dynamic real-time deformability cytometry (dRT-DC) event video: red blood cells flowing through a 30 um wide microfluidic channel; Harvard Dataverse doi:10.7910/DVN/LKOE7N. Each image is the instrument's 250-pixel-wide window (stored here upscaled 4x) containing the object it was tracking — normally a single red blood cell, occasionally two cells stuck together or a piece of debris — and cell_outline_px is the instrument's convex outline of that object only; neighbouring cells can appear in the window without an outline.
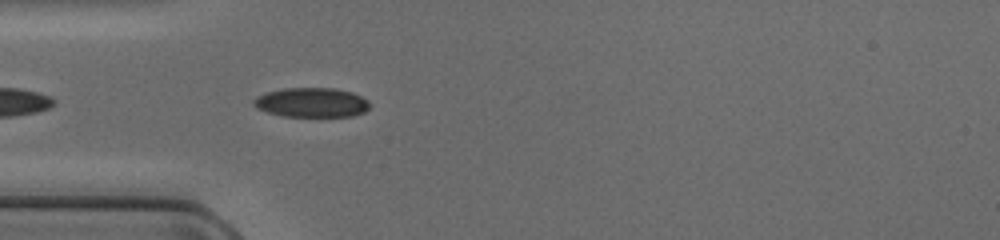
{"species": "common noctule bat (a hibernating species)", "species_latin": "Nyctalus noctula", "temperature_condition": "cold", "stored_images_in_passage": 23, "camera_frame_rate_fps": 3000, "um_per_image_px": 0.085, "animal": {"sex": "female", "body_mass_g": 17.0, "forearm_length_mm": 48.0}, "frame": {"image": 1, "passage_image": 3, "time_ms": 0.667, "image_size_px": [1000, 240], "cell_outline_px": [[368, 108], [364, 112], [352, 116], [280, 116], [256, 108], [252, 104], [252, 100], [256, 96], [268, 92], [284, 88], [336, 88], [352, 92], [368, 100]], "centroid_in_image_um": [26.45, 8.71], "position_along_channel_um": 58.5, "area_um2": 19.94}}
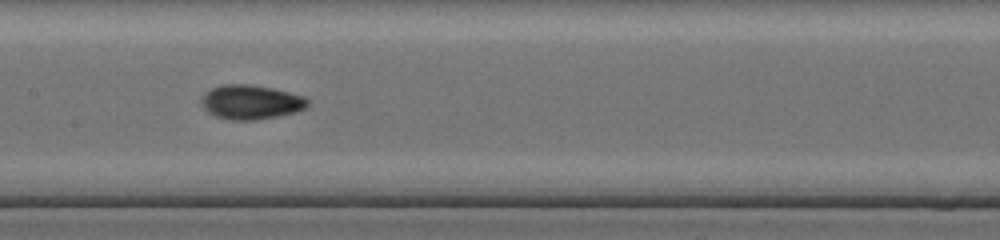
{"frame": {"image": 2, "passage_image": 12, "time_ms": 3.667, "image_size_px": [1000, 240], "cell_outline_px": [[308, 104], [304, 108], [296, 112], [256, 120], [232, 120], [216, 116], [208, 112], [204, 108], [200, 100], [204, 92], [212, 88], [224, 84], [252, 84], [272, 88], [304, 96], [308, 100]], "centroid_in_image_um": [21.3, 8.67], "position_along_channel_um": 186.1, "area_um2": 21.21}}
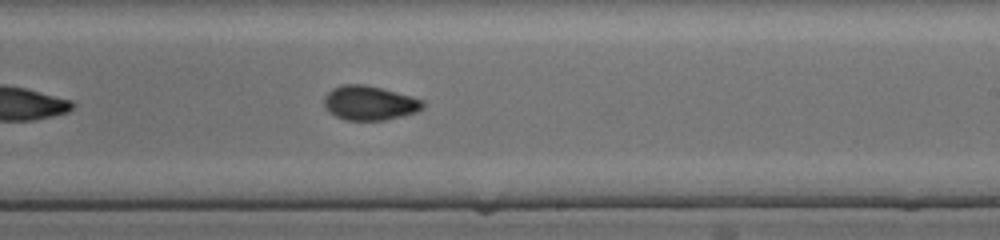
{"frame": {"image": 3, "passage_image": 17, "time_ms": 5.333, "image_size_px": [1000, 240], "cell_outline_px": [[424, 108], [416, 112], [384, 120], [344, 120], [328, 112], [324, 108], [324, 96], [332, 88], [340, 84], [364, 84], [412, 96], [424, 100]], "centroid_in_image_um": [31.38, 8.75], "position_along_channel_um": 257.6, "area_um2": 19.88}}